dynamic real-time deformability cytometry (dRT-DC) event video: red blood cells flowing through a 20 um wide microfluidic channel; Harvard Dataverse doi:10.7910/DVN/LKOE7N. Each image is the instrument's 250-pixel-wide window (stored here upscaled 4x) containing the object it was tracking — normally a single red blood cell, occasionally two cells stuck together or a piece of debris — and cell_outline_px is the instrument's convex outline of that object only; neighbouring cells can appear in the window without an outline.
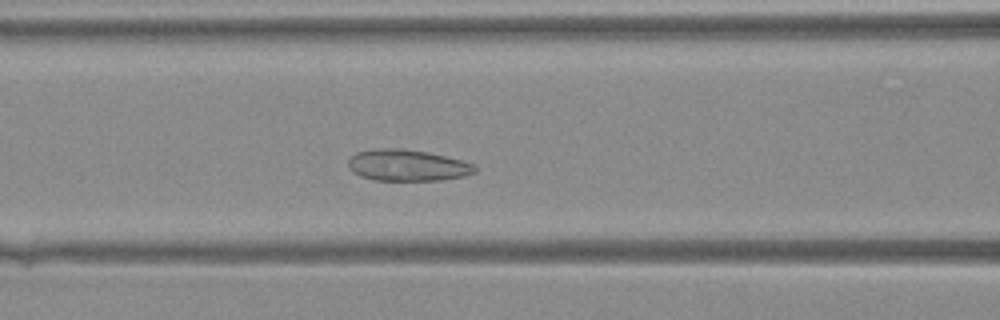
{"species": "Egyptian fruit bat (a non-hibernating species)", "species_latin": "Rousettus aegyptiacus", "temperature_condition": "warm", "stored_images_in_passage": 36, "camera_frame_rate_fps": 3000, "um_per_image_px": 0.085, "animal": {"sex": "female"}, "frame": {"image": 1, "passage_image": 12, "time_ms": 3.667, "image_size_px": [1000, 320], "cell_outline_px": [[476, 172], [464, 176], [440, 180], [376, 180], [360, 176], [352, 172], [348, 168], [348, 160], [356, 152], [376, 148], [404, 148], [428, 152], [460, 160], [472, 164], [476, 168]], "centroid_in_image_um": [34.58, 14.04], "position_along_channel_um": 132.0, "area_um2": 23.18}}
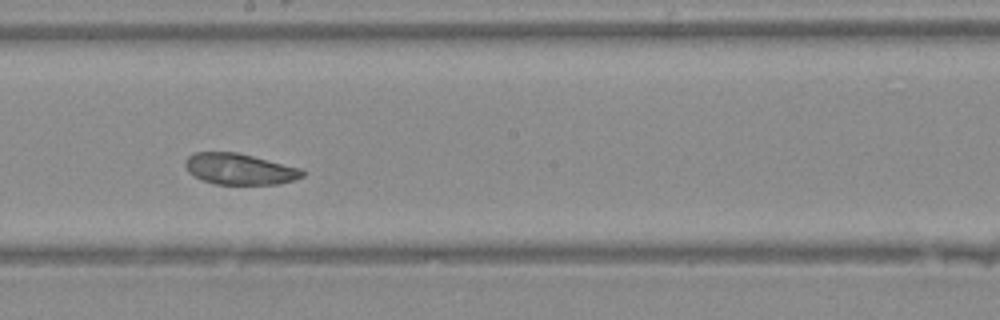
{"frame": {"image": 2, "passage_image": 18, "time_ms": 5.667, "image_size_px": [1000, 320], "cell_outline_px": [[304, 176], [292, 180], [276, 184], [216, 184], [204, 180], [188, 172], [184, 164], [188, 156], [196, 152], [236, 152], [300, 168], [304, 172]], "centroid_in_image_um": [20.34, 14.36], "position_along_channel_um": 227.9, "area_um2": 20.87}}
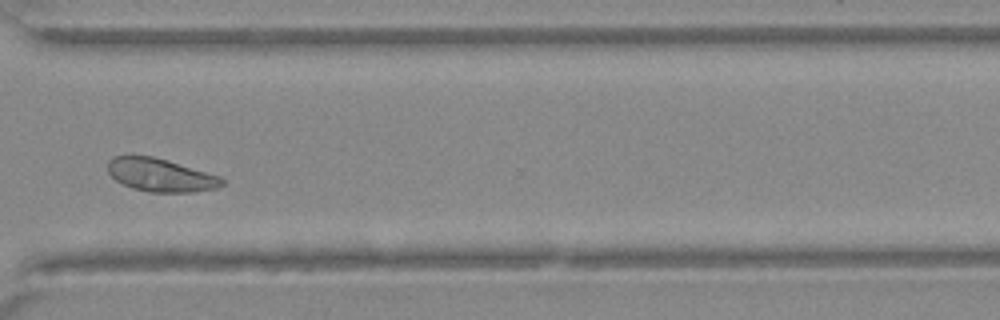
{"frame": {"image": 3, "passage_image": 26, "time_ms": 8.333, "image_size_px": [1000, 320], "cell_outline_px": [[224, 184], [216, 188], [192, 192], [152, 192], [132, 188], [116, 180], [108, 172], [108, 160], [112, 156], [152, 156], [168, 160], [220, 176], [224, 180]], "centroid_in_image_um": [13.65, 14.87], "position_along_channel_um": 357.0, "area_um2": 21.91}}